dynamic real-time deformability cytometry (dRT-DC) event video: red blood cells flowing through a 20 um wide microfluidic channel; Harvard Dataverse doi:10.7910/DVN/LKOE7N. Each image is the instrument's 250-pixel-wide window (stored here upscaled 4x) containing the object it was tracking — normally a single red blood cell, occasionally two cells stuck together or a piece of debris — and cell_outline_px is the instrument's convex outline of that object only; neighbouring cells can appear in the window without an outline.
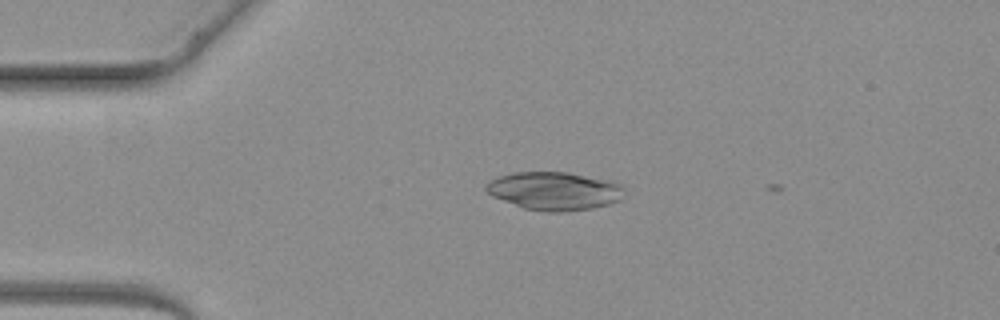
{"species": "common noctule bat (a hibernating species)", "species_latin": "Nyctalus noctula", "temperature_condition": "warm", "stored_images_in_passage": 3, "camera_frame_rate_fps": 3000, "um_per_image_px": 0.085, "animal": {"sex": "female", "body_mass_g": 19.3, "forearm_length_mm": 54.1}, "frame": {"image": 1, "passage_image": 3, "time_ms": 2.333, "image_size_px": [1000, 320], "cell_outline_px": [[624, 188], [620, 200], [608, 204], [592, 208], [564, 212], [548, 212], [524, 208], [492, 196], [484, 188], [484, 184], [488, 180], [512, 172], [568, 172], [604, 180], [620, 184]], "centroid_in_image_um": [47.07, 16.23], "position_along_channel_um": 37.9, "area_um2": 30.58}}